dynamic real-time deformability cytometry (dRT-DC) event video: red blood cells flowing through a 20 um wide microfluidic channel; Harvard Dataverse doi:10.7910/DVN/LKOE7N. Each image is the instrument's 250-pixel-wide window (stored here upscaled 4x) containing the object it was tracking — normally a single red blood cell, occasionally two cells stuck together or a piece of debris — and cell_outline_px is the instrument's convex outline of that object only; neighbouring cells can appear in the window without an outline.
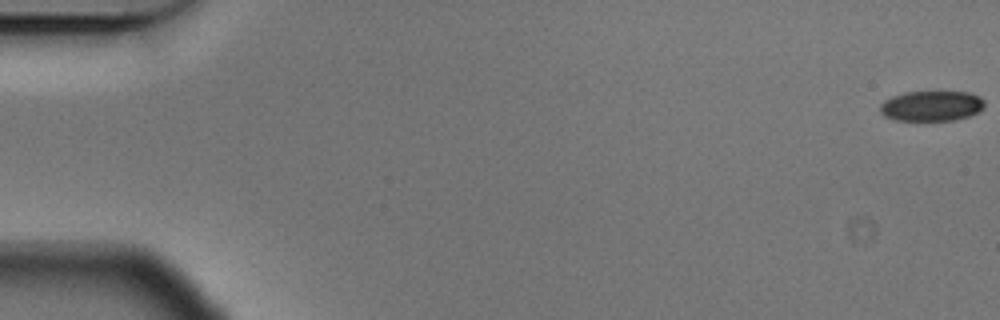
{"species": "Egyptian fruit bat (a non-hibernating species)", "species_latin": "Rousettus aegyptiacus", "temperature_condition": "cold", "stored_images_in_passage": 58, "camera_frame_rate_fps": 3000, "um_per_image_px": 0.085, "animal": {"sex": "male"}, "frame": {"image": 1, "passage_image": 1, "time_ms": 0.0, "image_size_px": [1000, 320], "cell_outline_px": [[984, 108], [968, 116], [956, 120], [896, 120], [884, 116], [880, 112], [880, 104], [884, 100], [892, 96], [904, 92], [968, 92], [980, 96], [984, 100]], "centroid_in_image_um": [79.17, 9.0], "position_along_channel_um": 5.8, "area_um2": 18.44}}
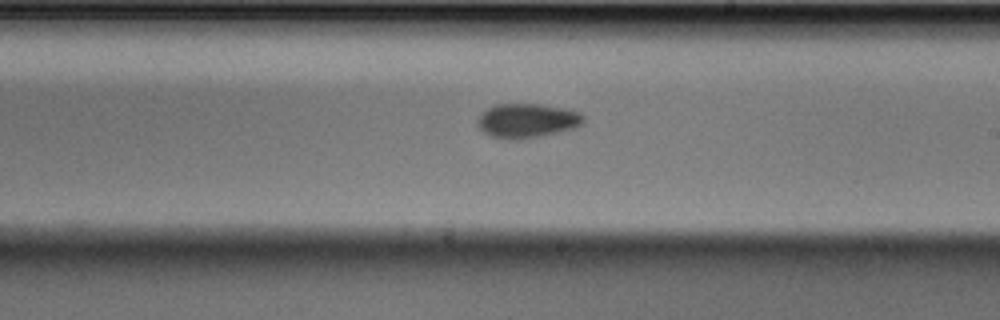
{"frame": {"image": 2, "passage_image": 34, "time_ms": 11.0, "image_size_px": [1000, 320], "cell_outline_px": [[584, 124], [576, 128], [540, 136], [492, 136], [484, 132], [476, 124], [476, 120], [488, 108], [496, 104], [540, 104], [580, 112], [584, 116]], "centroid_in_image_um": [44.86, 10.21], "position_along_channel_um": 244.1, "area_um2": 20.35}}
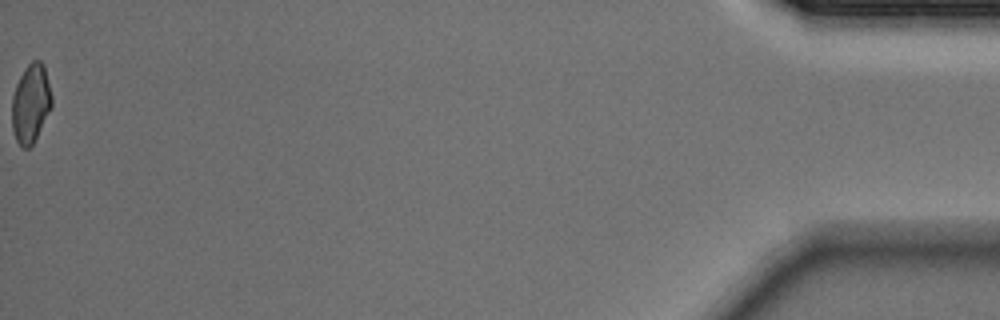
{"frame": {"image": 3, "passage_image": 58, "time_ms": 19.0, "image_size_px": [1000, 320], "cell_outline_px": [[52, 108], [32, 144], [28, 148], [24, 148], [16, 140], [12, 128], [12, 96], [16, 84], [24, 68], [32, 60], [40, 60], [44, 64], [52, 96]], "centroid_in_image_um": [2.62, 8.76], "position_along_channel_um": 432.6, "area_um2": 18.32}, "authors_computed_cell_mechanics": {"area_um2": 20.1433, "velocity_mm_per_s": 3.56, "shape_relaxation_time_tau1_ms": 4.8788, "shape_relaxation_time_tau2_ms": 3.7815, "deformation_change_tau1": 0.0932, "deformation_change_tau2": 0.0808}}